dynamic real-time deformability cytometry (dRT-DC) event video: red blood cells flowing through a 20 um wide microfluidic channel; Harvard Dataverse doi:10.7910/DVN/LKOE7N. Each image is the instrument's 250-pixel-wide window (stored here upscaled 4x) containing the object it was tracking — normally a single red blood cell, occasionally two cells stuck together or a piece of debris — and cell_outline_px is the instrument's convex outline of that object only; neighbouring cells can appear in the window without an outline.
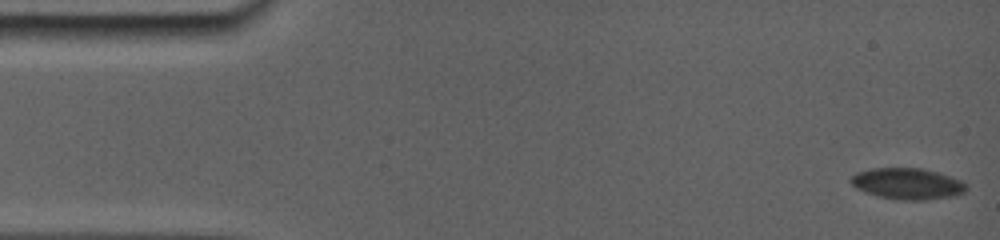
{"species": "common noctule bat (a hibernating species)", "species_latin": "Nyctalus noctula", "temperature_condition": "room temperature", "stored_images_in_passage": 57, "camera_frame_rate_fps": 5000, "um_per_image_px": 0.085, "animal": {"sex": "female", "body_mass_g": 19.0, "forearm_length_mm": 56.7}, "frame": {"image": 1, "passage_image": 1, "time_ms": 0.0, "image_size_px": [1000, 240], "cell_outline_px": [[964, 192], [948, 196], [928, 200], [896, 200], [876, 196], [852, 184], [852, 176], [860, 172], [880, 168], [916, 168], [936, 172], [960, 180], [964, 184]], "centroid_in_image_um": [77.13, 15.63], "position_along_channel_um": 7.9, "area_um2": 20.17}}
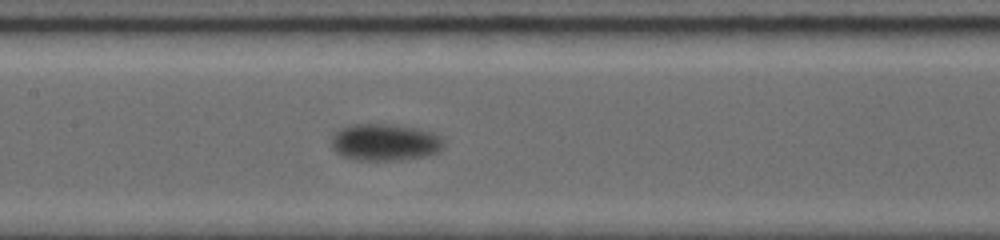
{"frame": {"image": 2, "passage_image": 25, "time_ms": 8.4, "image_size_px": [1000, 240], "cell_outline_px": [[436, 152], [420, 156], [392, 160], [356, 160], [344, 156], [336, 152], [332, 144], [332, 140], [344, 128], [356, 124], [376, 124], [404, 128], [424, 132], [432, 136], [436, 140]], "centroid_in_image_um": [32.51, 12.13], "position_along_channel_um": 174.9, "area_um2": 21.79}}
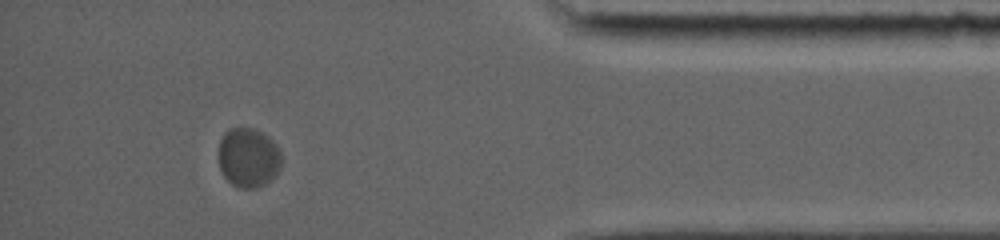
{"frame": {"image": 3, "passage_image": 48, "time_ms": 16.0, "image_size_px": [1000, 240], "cell_outline_px": [[284, 160], [280, 168], [272, 180], [256, 188], [240, 188], [232, 184], [224, 176], [220, 168], [220, 140], [224, 132], [228, 128], [252, 128], [268, 136], [280, 148]], "centroid_in_image_um": [21.16, 13.4], "position_along_channel_um": 414.0, "area_um2": 22.02}}